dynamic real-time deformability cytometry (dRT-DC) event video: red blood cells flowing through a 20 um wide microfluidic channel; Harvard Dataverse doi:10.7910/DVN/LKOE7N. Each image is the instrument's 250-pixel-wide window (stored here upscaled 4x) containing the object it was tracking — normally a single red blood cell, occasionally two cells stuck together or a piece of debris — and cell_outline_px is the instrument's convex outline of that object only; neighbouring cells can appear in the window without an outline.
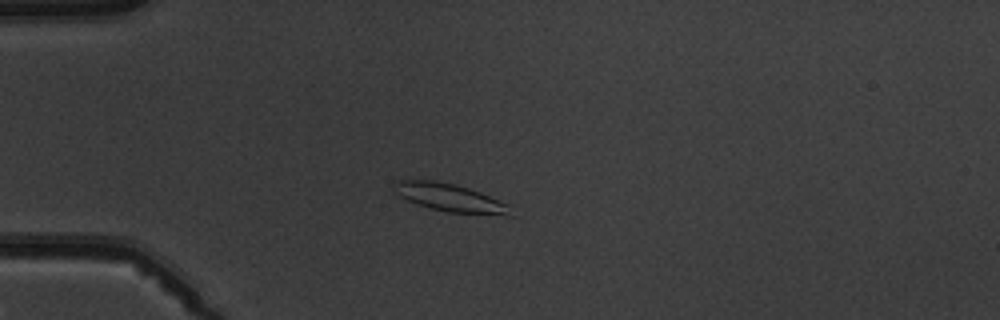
{"species": "common noctule bat (a hibernating species)", "species_latin": "Nyctalus noctula", "temperature_condition": "warm", "stored_images_in_passage": 6, "camera_frame_rate_fps": 3000, "um_per_image_px": 0.085, "animal": {"sex": "male", "body_mass_g": 19.5, "forearm_length_mm": 54.6}, "frame": {"image": 1, "passage_image": 4, "time_ms": 3.333, "image_size_px": [1000, 320], "cell_outline_px": [[512, 216], [508, 216], [448, 212], [416, 204], [392, 192], [392, 184], [396, 180], [436, 180], [456, 184], [480, 192], [512, 204]], "centroid_in_image_um": [38.29, 16.8], "position_along_channel_um": 46.7, "area_um2": 19.48}}
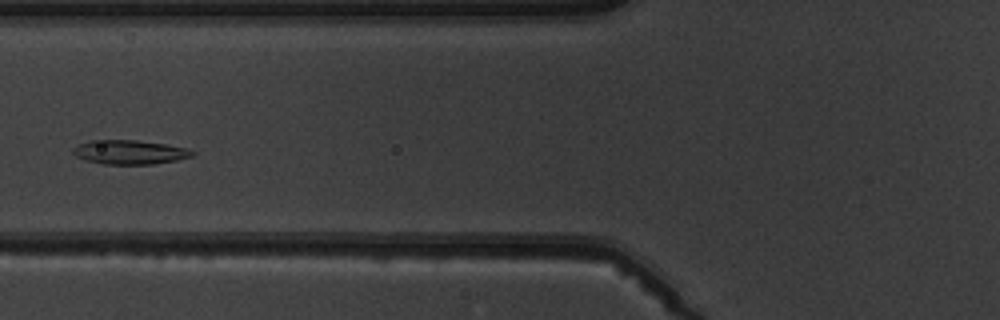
{"frame": {"image": 2, "passage_image": 6, "time_ms": 5.667, "image_size_px": [1000, 320], "cell_outline_px": [[196, 152], [192, 156], [176, 160], [152, 164], [104, 164], [84, 160], [76, 156], [72, 152], [72, 148], [80, 144], [92, 140], [136, 140], [168, 144], [188, 148]], "centroid_in_image_um": [11.03, 12.93], "position_along_channel_um": 114.8, "area_um2": 16.82}}